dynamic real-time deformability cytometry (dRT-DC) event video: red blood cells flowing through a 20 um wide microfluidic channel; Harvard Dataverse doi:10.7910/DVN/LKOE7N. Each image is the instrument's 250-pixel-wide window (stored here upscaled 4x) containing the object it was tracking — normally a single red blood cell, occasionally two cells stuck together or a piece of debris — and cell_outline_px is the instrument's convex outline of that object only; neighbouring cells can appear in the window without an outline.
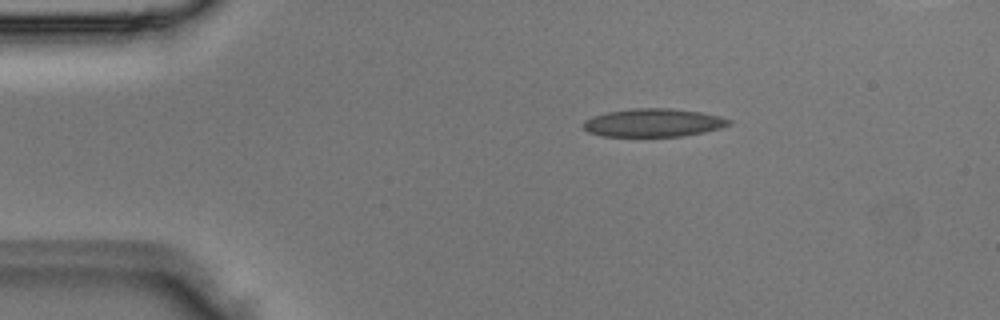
{"species": "Egyptian fruit bat (a non-hibernating species)", "species_latin": "Rousettus aegyptiacus", "temperature_condition": "room temperature", "stored_images_in_passage": 3, "camera_frame_rate_fps": 3000, "um_per_image_px": 0.085, "animal": {"sex": "male"}, "frame": {"image": 1, "passage_image": 3, "time_ms": 0.667, "image_size_px": [1000, 320], "cell_outline_px": [[732, 124], [720, 128], [704, 132], [680, 136], [604, 136], [588, 132], [584, 128], [584, 120], [592, 116], [608, 112], [632, 108], [668, 108], [700, 112], [720, 116], [732, 120]], "centroid_in_image_um": [55.55, 10.43], "position_along_channel_um": 29.5, "area_um2": 23.81}}